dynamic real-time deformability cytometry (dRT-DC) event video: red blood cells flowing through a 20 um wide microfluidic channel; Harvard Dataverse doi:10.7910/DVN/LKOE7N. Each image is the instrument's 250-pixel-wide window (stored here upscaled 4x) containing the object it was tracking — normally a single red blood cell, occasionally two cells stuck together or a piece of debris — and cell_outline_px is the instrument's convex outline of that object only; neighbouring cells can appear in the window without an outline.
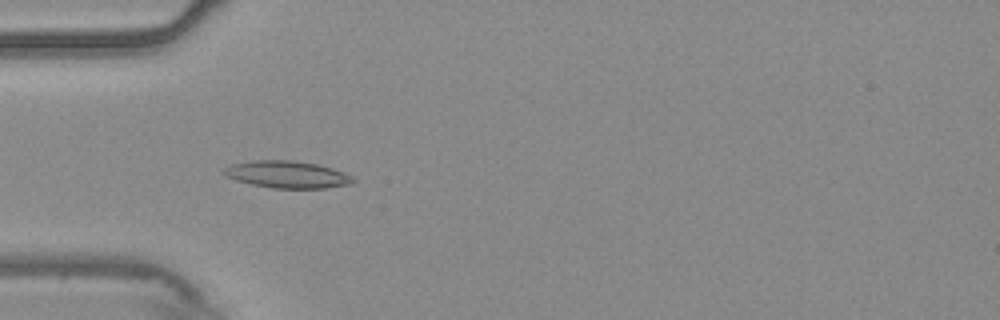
{"species": "common noctule bat (a hibernating species)", "species_latin": "Nyctalus noctula", "temperature_condition": "warm", "stored_images_in_passage": 53, "camera_frame_rate_fps": 3000, "um_per_image_px": 0.085, "animal": {"sex": "male", "body_mass_g": 20.4}, "frame": {"image": 1, "passage_image": 16, "time_ms": 5.0, "image_size_px": [1000, 320], "cell_outline_px": [[356, 180], [348, 184], [324, 188], [272, 188], [252, 184], [236, 180], [224, 176], [220, 172], [224, 168], [232, 164], [256, 160], [292, 160], [316, 164], [332, 168], [344, 172], [352, 176]], "centroid_in_image_um": [24.37, 14.83], "position_along_channel_um": 60.6, "area_um2": 20.35}}
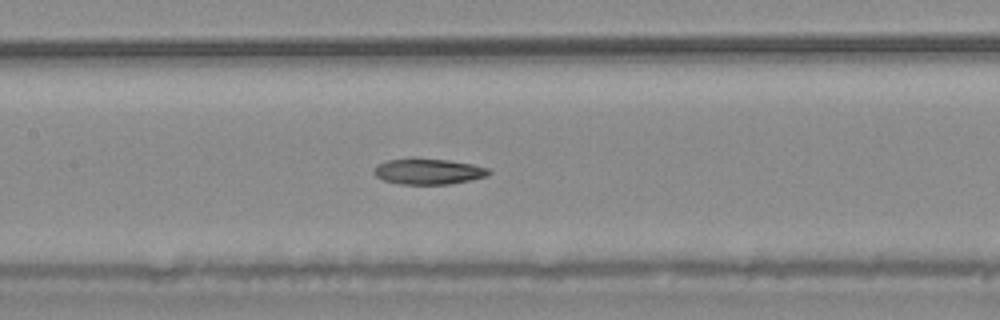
{"frame": {"image": 2, "passage_image": 25, "time_ms": 8.0, "image_size_px": [1000, 320], "cell_outline_px": [[492, 172], [484, 176], [468, 180], [448, 184], [400, 184], [384, 180], [376, 176], [372, 172], [376, 164], [388, 160], [412, 156], [448, 160], [472, 164], [488, 168]], "centroid_in_image_um": [36.33, 14.54], "position_along_channel_um": 171.1, "area_um2": 17.51}}
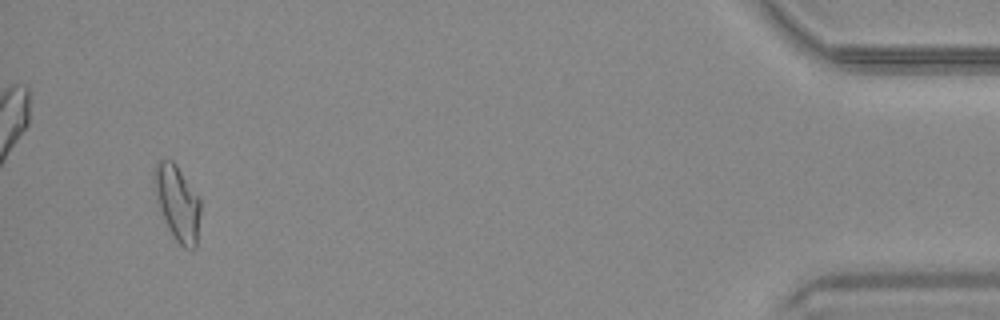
{"frame": {"image": 3, "passage_image": 51, "time_ms": 16.667, "image_size_px": [1000, 320], "cell_outline_px": [[200, 212], [196, 248], [184, 248], [172, 236], [160, 212], [152, 188], [152, 172], [156, 164], [160, 160], [172, 160], [176, 164], [200, 200]], "centroid_in_image_um": [15.02, 17.23], "position_along_channel_um": 420.2, "area_um2": 20.46}, "authors_computed_cell_mechanics": {"area_um2": 18.0914, "velocity_mm_per_s": 3.7466, "shape_relaxation_time_tau1_ms": null, "shape_relaxation_time_tau2_ms": 9.8909, "deformation_change_tau1": null, "deformation_change_tau2": 0.1897}}